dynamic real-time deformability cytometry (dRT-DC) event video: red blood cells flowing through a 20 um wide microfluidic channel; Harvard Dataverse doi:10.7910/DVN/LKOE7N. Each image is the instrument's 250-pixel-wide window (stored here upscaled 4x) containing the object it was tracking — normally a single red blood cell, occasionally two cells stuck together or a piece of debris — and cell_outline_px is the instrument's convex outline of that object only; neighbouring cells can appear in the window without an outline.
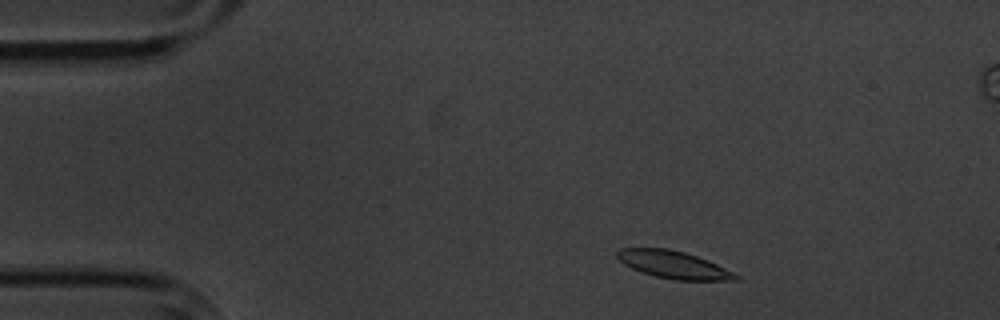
{"species": "common noctule bat (a hibernating species)", "species_latin": "Nyctalus noctula", "temperature_condition": "cold", "stored_images_in_passage": 3, "camera_frame_rate_fps": 3000, "um_per_image_px": 0.085, "animal": {"sex": "male", "body_mass_g": 20.1, "forearm_length_mm": 53.5}, "frame": {"image": 1, "passage_image": 1, "time_ms": 0.0, "image_size_px": [1000, 320], "cell_outline_px": [[740, 280], [676, 280], [656, 276], [632, 268], [624, 264], [616, 256], [616, 252], [620, 248], [668, 248], [684, 252], [708, 260], [740, 276]], "centroid_in_image_um": [57.25, 22.49], "position_along_channel_um": 27.8, "area_um2": 18.73}}